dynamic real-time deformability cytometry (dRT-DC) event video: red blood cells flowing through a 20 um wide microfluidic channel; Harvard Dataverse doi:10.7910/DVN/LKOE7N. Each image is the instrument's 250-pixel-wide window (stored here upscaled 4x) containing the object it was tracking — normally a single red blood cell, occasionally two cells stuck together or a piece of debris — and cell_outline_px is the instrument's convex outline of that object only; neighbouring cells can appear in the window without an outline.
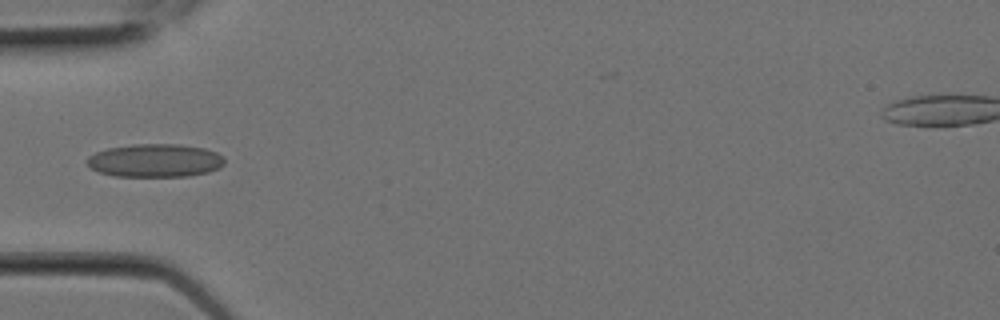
{"species": "Egyptian fruit bat (a non-hibernating species)", "species_latin": "Rousettus aegyptiacus", "temperature_condition": "room temperature", "stored_images_in_passage": 8, "camera_frame_rate_fps": 3000, "um_per_image_px": 0.085, "animal": {"sex": "female"}, "frame": {"image": 1, "passage_image": 6, "time_ms": 1.667, "image_size_px": [1000, 320], "cell_outline_px": [[224, 164], [220, 168], [208, 172], [188, 176], [116, 176], [100, 172], [92, 168], [88, 164], [88, 156], [96, 152], [108, 148], [132, 144], [180, 144], [204, 148], [216, 152], [224, 156]], "centroid_in_image_um": [13.23, 13.64], "position_along_channel_um": 71.8, "area_um2": 26.59}}
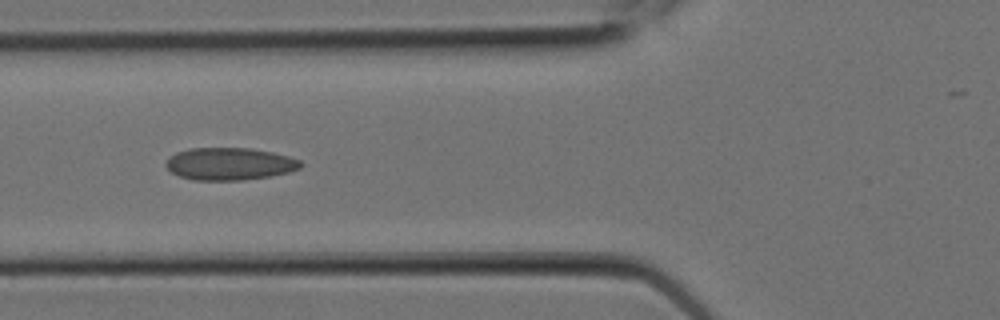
{"frame": {"image": 2, "passage_image": 7, "time_ms": 2.0, "image_size_px": [1000, 320], "cell_outline_px": [[304, 164], [300, 168], [288, 172], [272, 176], [244, 180], [192, 180], [180, 176], [172, 172], [164, 164], [168, 156], [176, 152], [188, 148], [248, 148], [272, 152], [288, 156], [300, 160]], "centroid_in_image_um": [19.5, 13.93], "position_along_channel_um": 106.3, "area_um2": 25.61}}
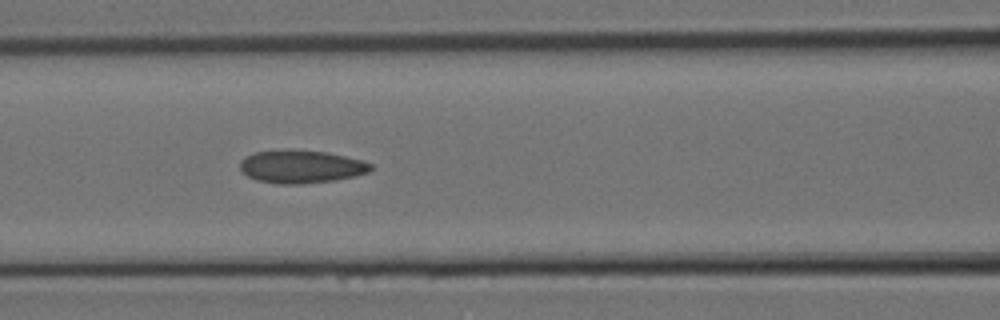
{"frame": {"image": 3, "passage_image": 8, "time_ms": 2.333, "image_size_px": [1000, 320], "cell_outline_px": [[372, 168], [368, 172], [356, 176], [336, 180], [300, 184], [276, 184], [260, 180], [248, 176], [240, 168], [240, 160], [244, 156], [256, 152], [328, 152], [364, 160], [372, 164]], "centroid_in_image_um": [25.65, 14.2], "position_along_channel_um": 140.9, "area_um2": 24.45}}